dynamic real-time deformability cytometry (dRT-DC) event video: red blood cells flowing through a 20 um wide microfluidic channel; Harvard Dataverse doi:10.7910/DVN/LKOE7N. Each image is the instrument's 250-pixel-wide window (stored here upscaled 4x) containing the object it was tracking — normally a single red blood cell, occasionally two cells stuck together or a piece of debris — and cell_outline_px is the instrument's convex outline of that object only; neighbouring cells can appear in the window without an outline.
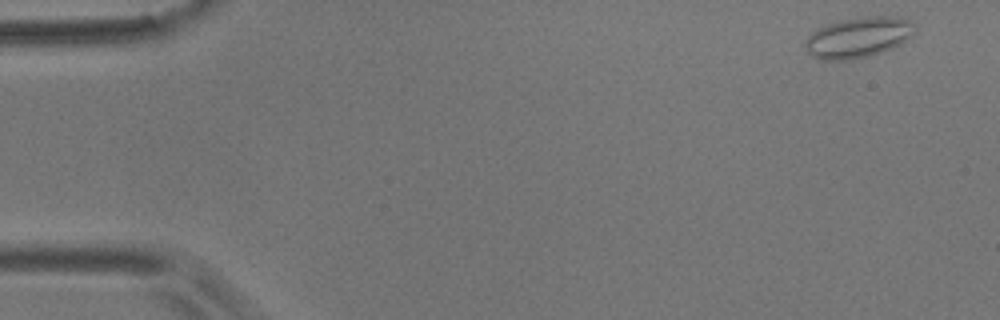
{"species": "common noctule bat (a hibernating species)", "species_latin": "Nyctalus noctula", "temperature_condition": "room temperature", "stored_images_in_passage": 6, "camera_frame_rate_fps": 3000, "um_per_image_px": 0.085, "animal": {"sex": "male", "body_mass_g": 17.9}, "frame": {"image": 1, "passage_image": 1, "time_ms": 0.0, "image_size_px": [1000, 320], "cell_outline_px": [[916, 32], [900, 44], [892, 48], [868, 56], [848, 60], [820, 60], [812, 56], [808, 52], [804, 44], [804, 40], [812, 32], [828, 24], [840, 20], [856, 16], [908, 16], [916, 28]], "centroid_in_image_um": [72.99, 3.15], "position_along_channel_um": 12.0, "area_um2": 26.3}}
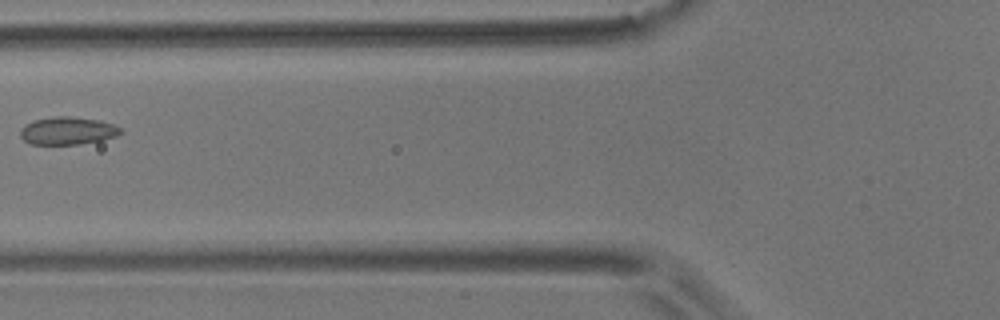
{"frame": {"image": 2, "passage_image": 6, "time_ms": 1.667, "image_size_px": [1000, 320], "cell_outline_px": [[124, 132], [116, 136], [100, 140], [80, 144], [28, 144], [20, 136], [20, 128], [24, 124], [32, 120], [52, 116], [68, 116], [96, 120], [112, 124], [120, 128]], "centroid_in_image_um": [5.68, 11.11], "position_along_channel_um": 120.1, "area_um2": 16.24}}